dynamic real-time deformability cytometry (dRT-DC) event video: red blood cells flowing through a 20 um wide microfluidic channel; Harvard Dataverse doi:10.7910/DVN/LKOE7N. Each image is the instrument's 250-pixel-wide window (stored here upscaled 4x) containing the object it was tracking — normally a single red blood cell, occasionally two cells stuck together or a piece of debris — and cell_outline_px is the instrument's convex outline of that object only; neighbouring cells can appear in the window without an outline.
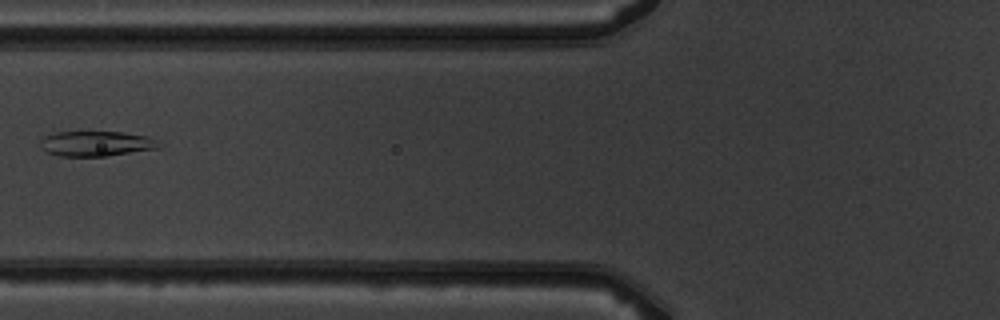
{"species": "common noctule bat (a hibernating species)", "species_latin": "Nyctalus noctula", "temperature_condition": "warm", "stored_images_in_passage": 8, "camera_frame_rate_fps": 3000, "um_per_image_px": 0.085, "animal": {"sex": "male", "body_mass_g": 19.5, "forearm_length_mm": 54.6}, "frame": {"image": 1, "passage_image": 7, "time_ms": 7.0, "image_size_px": [1000, 320], "cell_outline_px": [[164, 148], [104, 156], [60, 156], [48, 152], [40, 148], [40, 140], [44, 136], [56, 132], [124, 132], [148, 136], [164, 144]], "centroid_in_image_um": [8.24, 12.21], "position_along_channel_um": 117.6, "area_um2": 17.63}}